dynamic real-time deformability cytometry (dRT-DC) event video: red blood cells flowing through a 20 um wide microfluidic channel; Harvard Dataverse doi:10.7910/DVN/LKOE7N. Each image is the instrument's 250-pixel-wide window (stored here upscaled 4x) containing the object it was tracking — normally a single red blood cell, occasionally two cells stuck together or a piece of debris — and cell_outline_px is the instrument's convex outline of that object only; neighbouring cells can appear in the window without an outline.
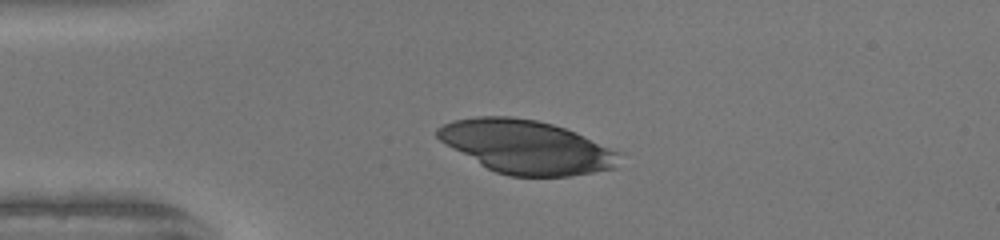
{"species": "human", "species_latin": "Homo sapiens", "temperature_condition": "warm", "stored_images_in_passage": 39, "camera_frame_rate_fps": 3000, "um_per_image_px": 0.085, "donor": {"sex": "female"}, "frame": {"image": 1, "passage_image": 1, "time_ms": 0.0, "image_size_px": [1000, 240], "cell_outline_px": [[620, 152], [616, 168], [568, 176], [508, 176], [496, 172], [480, 164], [452, 148], [440, 140], [436, 136], [436, 128], [452, 120], [476, 116], [512, 116], [536, 120], [552, 124], [576, 132]], "centroid_in_image_um": [44.73, 12.47], "position_along_channel_um": 40.3, "area_um2": 56.24}}